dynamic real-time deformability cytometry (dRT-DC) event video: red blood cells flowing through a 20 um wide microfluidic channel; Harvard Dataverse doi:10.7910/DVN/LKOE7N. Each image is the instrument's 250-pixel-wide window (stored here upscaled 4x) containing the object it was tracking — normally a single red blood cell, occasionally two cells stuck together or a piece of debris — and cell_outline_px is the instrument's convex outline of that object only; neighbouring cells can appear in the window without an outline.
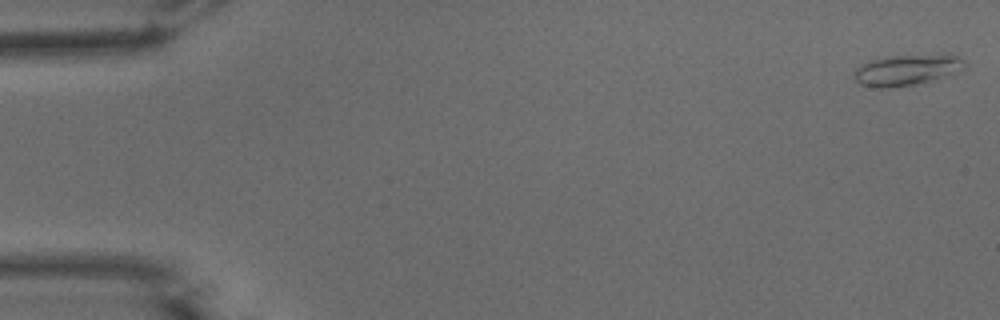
{"species": "common noctule bat (a hibernating species)", "species_latin": "Nyctalus noctula", "temperature_condition": "warm", "stored_images_in_passage": 14, "camera_frame_rate_fps": 3000, "um_per_image_px": 0.085, "animal": {"sex": "male", "body_mass_g": 15.6}, "frame": {"image": 1, "passage_image": 1, "time_ms": 0.0, "image_size_px": [1000, 320], "cell_outline_px": [[968, 64], [964, 68], [928, 80], [912, 84], [888, 88], [880, 88], [860, 84], [856, 80], [856, 68], [872, 60], [884, 56], [944, 52], [948, 52], [964, 60]], "centroid_in_image_um": [77.12, 5.88], "position_along_channel_um": 7.9, "area_um2": 19.83}}